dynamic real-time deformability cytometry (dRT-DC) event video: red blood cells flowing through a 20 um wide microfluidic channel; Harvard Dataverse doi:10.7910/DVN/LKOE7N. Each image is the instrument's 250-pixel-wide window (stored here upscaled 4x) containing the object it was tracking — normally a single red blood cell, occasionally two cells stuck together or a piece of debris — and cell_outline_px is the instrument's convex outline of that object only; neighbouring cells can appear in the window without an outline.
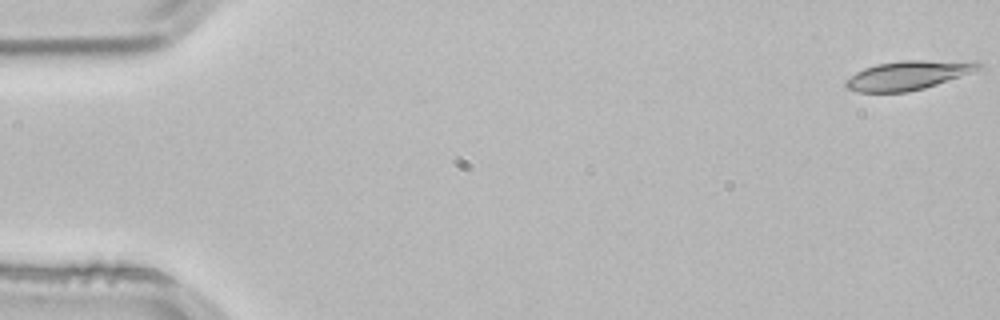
{"species": "common noctule bat (a hibernating species)", "species_latin": "Nyctalus noctula", "temperature_condition": "room temperature", "stored_images_in_passage": 16, "camera_frame_rate_fps": 3000, "um_per_image_px": 0.085, "animal": {"sex": "male", "body_mass_g": 21.5, "forearm_length_mm": 52.0}, "frame": {"image": 1, "passage_image": 1, "time_ms": 0.0, "image_size_px": [1000, 320], "cell_outline_px": [[984, 68], [924, 88], [908, 92], [856, 92], [848, 88], [844, 84], [844, 80], [856, 72], [864, 68], [876, 64], [900, 60], [976, 60], [984, 64]], "centroid_in_image_um": [77.24, 6.37], "position_along_channel_um": 7.8, "area_um2": 22.83}}
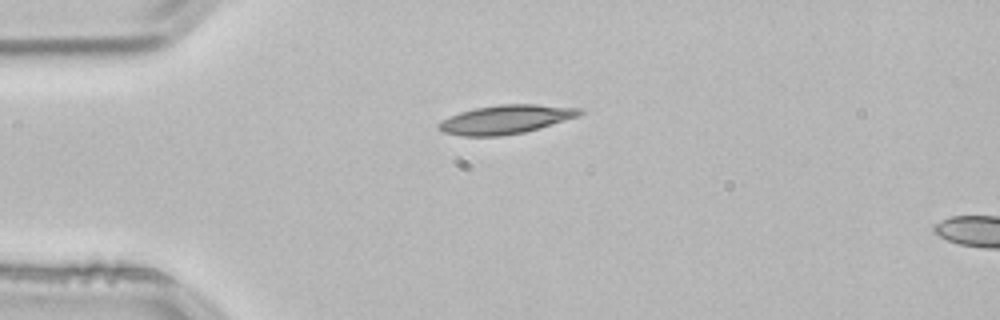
{"frame": {"image": 2, "passage_image": 13, "time_ms": 4.0, "image_size_px": [1000, 320], "cell_outline_px": [[584, 112], [580, 116], [524, 132], [500, 136], [460, 136], [444, 132], [436, 128], [436, 124], [460, 112], [476, 108], [500, 104], [536, 104], [580, 108]], "centroid_in_image_um": [43.0, 10.15], "position_along_channel_um": 42.0, "area_um2": 23.52}}